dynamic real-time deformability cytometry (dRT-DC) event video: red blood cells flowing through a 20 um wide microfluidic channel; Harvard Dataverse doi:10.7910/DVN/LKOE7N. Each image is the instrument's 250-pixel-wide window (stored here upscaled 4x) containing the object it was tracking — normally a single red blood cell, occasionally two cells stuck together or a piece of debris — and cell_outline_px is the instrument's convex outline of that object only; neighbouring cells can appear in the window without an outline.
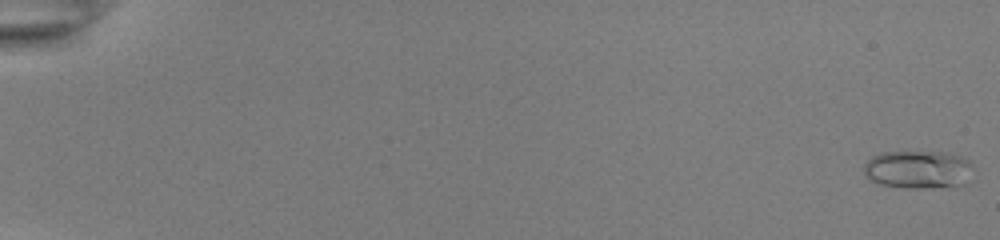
{"species": "common noctule bat (a hibernating species)", "species_latin": "Nyctalus noctula", "temperature_condition": "room temperature", "stored_images_in_passage": 54, "camera_frame_rate_fps": 3000, "um_per_image_px": 0.085, "animal": {"sex": "female", "body_mass_g": 22.0, "forearm_length_mm": 56.7}, "frame": {"image": 1, "passage_image": 1, "time_ms": 0.0, "image_size_px": [1000, 240], "cell_outline_px": [[972, 164], [968, 184], [928, 188], [908, 188], [880, 184], [872, 180], [864, 172], [864, 164], [872, 156], [880, 152], [940, 152], [960, 156], [968, 160]], "centroid_in_image_um": [78.05, 14.41], "position_along_channel_um": 6.9, "area_um2": 24.16}}
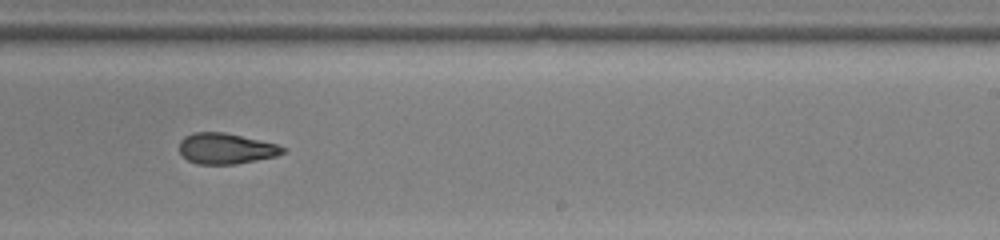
{"frame": {"image": 2, "passage_image": 36, "time_ms": 11.667, "image_size_px": [1000, 240], "cell_outline_px": [[288, 152], [276, 156], [236, 164], [196, 164], [188, 160], [180, 152], [180, 140], [184, 136], [192, 132], [224, 132], [276, 144], [288, 148]], "centroid_in_image_um": [19.22, 12.63], "position_along_channel_um": 269.8, "area_um2": 18.61}}
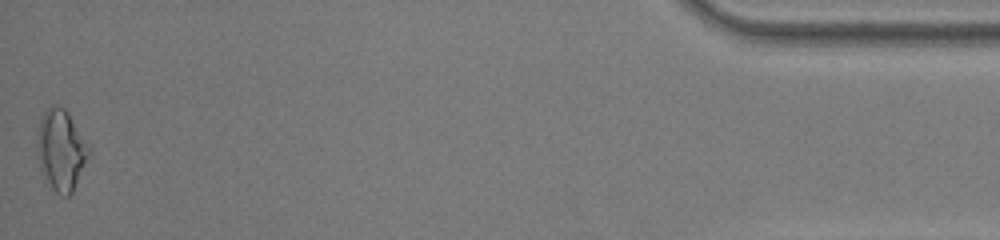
{"frame": {"image": 3, "passage_image": 54, "time_ms": 17.667, "image_size_px": [1000, 240], "cell_outline_px": [[88, 156], [72, 192], [68, 196], [64, 196], [56, 192], [52, 188], [40, 168], [40, 120], [44, 112], [52, 104], [56, 104], [64, 108], [68, 112], [88, 148]], "centroid_in_image_um": [5.2, 12.74], "position_along_channel_um": 430.0, "area_um2": 22.83}, "authors_computed_cell_mechanics": {"area_um2": 19.5653, "velocity_mm_per_s": 3.9161, "shape_relaxation_time_tau1_ms": 5.0528, "shape_relaxation_time_tau2_ms": 2.2953, "deformation_change_tau1": 0.182, "deformation_change_tau2": 0.105}}